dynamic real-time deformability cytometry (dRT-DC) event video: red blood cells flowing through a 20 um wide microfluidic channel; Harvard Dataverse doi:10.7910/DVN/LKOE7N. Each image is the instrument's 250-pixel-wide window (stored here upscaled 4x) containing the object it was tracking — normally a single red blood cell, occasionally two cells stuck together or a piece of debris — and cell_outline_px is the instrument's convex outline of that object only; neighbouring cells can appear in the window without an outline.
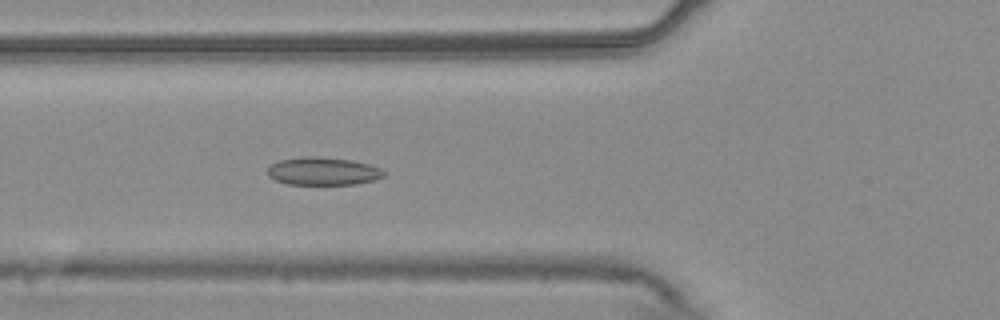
{"species": "common noctule bat (a hibernating species)", "species_latin": "Nyctalus noctula", "temperature_condition": "warm", "stored_images_in_passage": 48, "camera_frame_rate_fps": 3000, "um_per_image_px": 0.085, "animal": {"sex": "male", "body_mass_g": 20.4}, "frame": {"image": 1, "passage_image": 14, "time_ms": 4.333, "image_size_px": [1000, 320], "cell_outline_px": [[384, 176], [376, 180], [356, 184], [288, 184], [276, 180], [268, 176], [268, 168], [272, 164], [280, 160], [304, 156], [316, 156], [352, 160], [384, 168]], "centroid_in_image_um": [27.5, 14.55], "position_along_channel_um": 98.3, "area_um2": 18.96}}
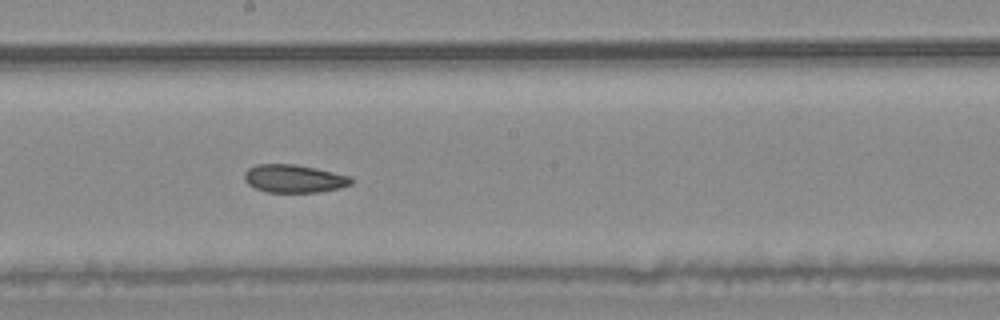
{"frame": {"image": 2, "passage_image": 24, "time_ms": 7.667, "image_size_px": [1000, 320], "cell_outline_px": [[352, 184], [340, 188], [320, 192], [268, 192], [256, 188], [248, 184], [244, 180], [244, 172], [248, 168], [256, 164], [296, 164], [316, 168], [352, 176]], "centroid_in_image_um": [25.0, 15.17], "position_along_channel_um": 223.2, "area_um2": 17.57}}
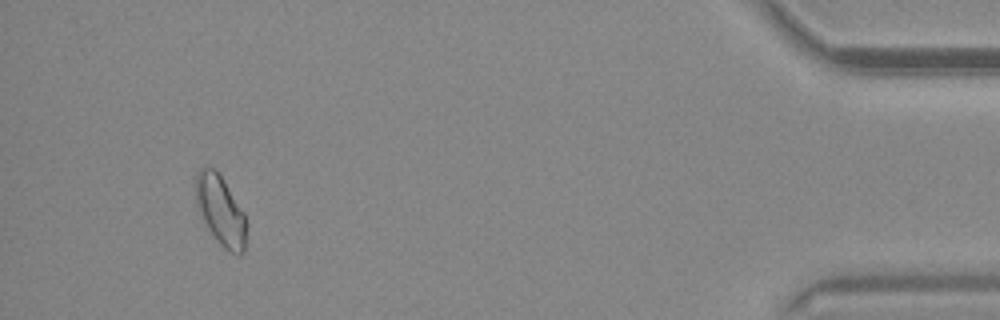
{"frame": {"image": 3, "passage_image": 45, "time_ms": 14.667, "image_size_px": [1000, 320], "cell_outline_px": [[244, 252], [240, 256], [224, 248], [204, 228], [196, 204], [196, 172], [200, 168], [216, 168], [244, 212]], "centroid_in_image_um": [18.69, 17.89], "position_along_channel_um": 416.5, "area_um2": 20.58}, "authors_computed_cell_mechanics": {"area_um2": 18.7561, "velocity_mm_per_s": 3.7418, "shape_relaxation_time_tau1_ms": null, "shape_relaxation_time_tau2_ms": 6.5005, "deformation_change_tau1": null, "deformation_change_tau2": 0.1056}}